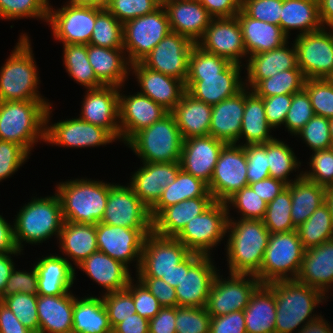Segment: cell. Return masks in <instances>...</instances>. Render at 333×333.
Returning <instances> with one entry per match:
<instances>
[{"mask_svg":"<svg viewBox=\"0 0 333 333\" xmlns=\"http://www.w3.org/2000/svg\"><path fill=\"white\" fill-rule=\"evenodd\" d=\"M38 275L37 295H64L74 284L75 267L67 258L49 255L34 264Z\"/></svg>","mask_w":333,"mask_h":333,"instance_id":"obj_32","label":"cell"},{"mask_svg":"<svg viewBox=\"0 0 333 333\" xmlns=\"http://www.w3.org/2000/svg\"><path fill=\"white\" fill-rule=\"evenodd\" d=\"M291 194L287 187L267 204L263 223L270 234L290 232L296 229L291 220Z\"/></svg>","mask_w":333,"mask_h":333,"instance_id":"obj_51","label":"cell"},{"mask_svg":"<svg viewBox=\"0 0 333 333\" xmlns=\"http://www.w3.org/2000/svg\"><path fill=\"white\" fill-rule=\"evenodd\" d=\"M267 285L273 290L276 300L275 333H294L298 327L301 330L319 316H312V312L328 297L296 279L274 281Z\"/></svg>","mask_w":333,"mask_h":333,"instance_id":"obj_2","label":"cell"},{"mask_svg":"<svg viewBox=\"0 0 333 333\" xmlns=\"http://www.w3.org/2000/svg\"><path fill=\"white\" fill-rule=\"evenodd\" d=\"M225 203L228 213L233 206L242 214L241 219L263 220L267 209V203L250 186L237 191Z\"/></svg>","mask_w":333,"mask_h":333,"instance_id":"obj_56","label":"cell"},{"mask_svg":"<svg viewBox=\"0 0 333 333\" xmlns=\"http://www.w3.org/2000/svg\"><path fill=\"white\" fill-rule=\"evenodd\" d=\"M113 186L114 183L87 178L57 184L55 192L60 199L64 221L93 225L101 222Z\"/></svg>","mask_w":333,"mask_h":333,"instance_id":"obj_4","label":"cell"},{"mask_svg":"<svg viewBox=\"0 0 333 333\" xmlns=\"http://www.w3.org/2000/svg\"><path fill=\"white\" fill-rule=\"evenodd\" d=\"M12 271L10 278L6 282L3 294L0 296V301L7 296L21 294H37L38 275L35 267L29 272L21 270Z\"/></svg>","mask_w":333,"mask_h":333,"instance_id":"obj_67","label":"cell"},{"mask_svg":"<svg viewBox=\"0 0 333 333\" xmlns=\"http://www.w3.org/2000/svg\"><path fill=\"white\" fill-rule=\"evenodd\" d=\"M21 252L18 250L15 239L13 225H10L2 215H0V254Z\"/></svg>","mask_w":333,"mask_h":333,"instance_id":"obj_76","label":"cell"},{"mask_svg":"<svg viewBox=\"0 0 333 333\" xmlns=\"http://www.w3.org/2000/svg\"><path fill=\"white\" fill-rule=\"evenodd\" d=\"M246 88L240 139L244 137L246 140L243 146L249 144H265L275 139L272 135H269V131L271 129L273 130V128L267 122L262 97H259L250 88Z\"/></svg>","mask_w":333,"mask_h":333,"instance_id":"obj_43","label":"cell"},{"mask_svg":"<svg viewBox=\"0 0 333 333\" xmlns=\"http://www.w3.org/2000/svg\"><path fill=\"white\" fill-rule=\"evenodd\" d=\"M196 197L213 196L205 182L180 169L175 181L163 190L159 200L149 209L150 217L153 221L165 208Z\"/></svg>","mask_w":333,"mask_h":333,"instance_id":"obj_41","label":"cell"},{"mask_svg":"<svg viewBox=\"0 0 333 333\" xmlns=\"http://www.w3.org/2000/svg\"><path fill=\"white\" fill-rule=\"evenodd\" d=\"M133 70V71H132ZM130 71L135 74L140 93L171 112L186 92L185 83L175 77L151 70L141 62L131 64Z\"/></svg>","mask_w":333,"mask_h":333,"instance_id":"obj_26","label":"cell"},{"mask_svg":"<svg viewBox=\"0 0 333 333\" xmlns=\"http://www.w3.org/2000/svg\"><path fill=\"white\" fill-rule=\"evenodd\" d=\"M306 78L302 70L297 66L295 69L284 70L277 75L262 80L253 91L262 98L275 95H293L304 89Z\"/></svg>","mask_w":333,"mask_h":333,"instance_id":"obj_50","label":"cell"},{"mask_svg":"<svg viewBox=\"0 0 333 333\" xmlns=\"http://www.w3.org/2000/svg\"><path fill=\"white\" fill-rule=\"evenodd\" d=\"M230 62L194 44L189 55L187 80H202V76L218 75Z\"/></svg>","mask_w":333,"mask_h":333,"instance_id":"obj_52","label":"cell"},{"mask_svg":"<svg viewBox=\"0 0 333 333\" xmlns=\"http://www.w3.org/2000/svg\"><path fill=\"white\" fill-rule=\"evenodd\" d=\"M168 113L163 106L140 92L128 96L119 92L120 140L126 144L137 132L151 126Z\"/></svg>","mask_w":333,"mask_h":333,"instance_id":"obj_22","label":"cell"},{"mask_svg":"<svg viewBox=\"0 0 333 333\" xmlns=\"http://www.w3.org/2000/svg\"><path fill=\"white\" fill-rule=\"evenodd\" d=\"M296 280L327 295L333 286V239L305 250Z\"/></svg>","mask_w":333,"mask_h":333,"instance_id":"obj_29","label":"cell"},{"mask_svg":"<svg viewBox=\"0 0 333 333\" xmlns=\"http://www.w3.org/2000/svg\"><path fill=\"white\" fill-rule=\"evenodd\" d=\"M330 119L314 115L296 134L307 144L312 152L332 148L330 135Z\"/></svg>","mask_w":333,"mask_h":333,"instance_id":"obj_58","label":"cell"},{"mask_svg":"<svg viewBox=\"0 0 333 333\" xmlns=\"http://www.w3.org/2000/svg\"><path fill=\"white\" fill-rule=\"evenodd\" d=\"M227 222L226 203L215 201L207 210L190 220L175 238L191 253L211 255L210 249L226 236Z\"/></svg>","mask_w":333,"mask_h":333,"instance_id":"obj_10","label":"cell"},{"mask_svg":"<svg viewBox=\"0 0 333 333\" xmlns=\"http://www.w3.org/2000/svg\"><path fill=\"white\" fill-rule=\"evenodd\" d=\"M162 4L158 0H109L106 8L122 23L152 13Z\"/></svg>","mask_w":333,"mask_h":333,"instance_id":"obj_60","label":"cell"},{"mask_svg":"<svg viewBox=\"0 0 333 333\" xmlns=\"http://www.w3.org/2000/svg\"><path fill=\"white\" fill-rule=\"evenodd\" d=\"M327 27L297 35L294 45L297 65L306 79H330L333 76V28ZM332 30V31H331Z\"/></svg>","mask_w":333,"mask_h":333,"instance_id":"obj_13","label":"cell"},{"mask_svg":"<svg viewBox=\"0 0 333 333\" xmlns=\"http://www.w3.org/2000/svg\"><path fill=\"white\" fill-rule=\"evenodd\" d=\"M28 155L20 145L0 140V182L18 171Z\"/></svg>","mask_w":333,"mask_h":333,"instance_id":"obj_66","label":"cell"},{"mask_svg":"<svg viewBox=\"0 0 333 333\" xmlns=\"http://www.w3.org/2000/svg\"><path fill=\"white\" fill-rule=\"evenodd\" d=\"M311 170L302 176L318 185L333 186V148L315 151L310 157Z\"/></svg>","mask_w":333,"mask_h":333,"instance_id":"obj_62","label":"cell"},{"mask_svg":"<svg viewBox=\"0 0 333 333\" xmlns=\"http://www.w3.org/2000/svg\"><path fill=\"white\" fill-rule=\"evenodd\" d=\"M129 282L126 290L132 295L135 311L142 318L152 319L163 307L156 297L139 281Z\"/></svg>","mask_w":333,"mask_h":333,"instance_id":"obj_64","label":"cell"},{"mask_svg":"<svg viewBox=\"0 0 333 333\" xmlns=\"http://www.w3.org/2000/svg\"><path fill=\"white\" fill-rule=\"evenodd\" d=\"M47 22L51 25L54 38L62 41L63 45H87L96 22V5L68 1L58 10L49 5Z\"/></svg>","mask_w":333,"mask_h":333,"instance_id":"obj_12","label":"cell"},{"mask_svg":"<svg viewBox=\"0 0 333 333\" xmlns=\"http://www.w3.org/2000/svg\"><path fill=\"white\" fill-rule=\"evenodd\" d=\"M291 194V220L297 228L325 201V187L303 176L287 185Z\"/></svg>","mask_w":333,"mask_h":333,"instance_id":"obj_45","label":"cell"},{"mask_svg":"<svg viewBox=\"0 0 333 333\" xmlns=\"http://www.w3.org/2000/svg\"><path fill=\"white\" fill-rule=\"evenodd\" d=\"M87 56L97 79L104 86H124L130 74L131 63L125 57L123 48L112 49L87 44Z\"/></svg>","mask_w":333,"mask_h":333,"instance_id":"obj_33","label":"cell"},{"mask_svg":"<svg viewBox=\"0 0 333 333\" xmlns=\"http://www.w3.org/2000/svg\"><path fill=\"white\" fill-rule=\"evenodd\" d=\"M90 45L123 48V24L106 8L96 5V22Z\"/></svg>","mask_w":333,"mask_h":333,"instance_id":"obj_49","label":"cell"},{"mask_svg":"<svg viewBox=\"0 0 333 333\" xmlns=\"http://www.w3.org/2000/svg\"><path fill=\"white\" fill-rule=\"evenodd\" d=\"M225 144L210 135L184 139L180 157L181 169L209 185Z\"/></svg>","mask_w":333,"mask_h":333,"instance_id":"obj_25","label":"cell"},{"mask_svg":"<svg viewBox=\"0 0 333 333\" xmlns=\"http://www.w3.org/2000/svg\"><path fill=\"white\" fill-rule=\"evenodd\" d=\"M241 66L230 62L218 75L202 76V80H186V92L196 100L216 105L245 87L240 76Z\"/></svg>","mask_w":333,"mask_h":333,"instance_id":"obj_24","label":"cell"},{"mask_svg":"<svg viewBox=\"0 0 333 333\" xmlns=\"http://www.w3.org/2000/svg\"><path fill=\"white\" fill-rule=\"evenodd\" d=\"M49 0H0V19L39 18L48 20Z\"/></svg>","mask_w":333,"mask_h":333,"instance_id":"obj_53","label":"cell"},{"mask_svg":"<svg viewBox=\"0 0 333 333\" xmlns=\"http://www.w3.org/2000/svg\"><path fill=\"white\" fill-rule=\"evenodd\" d=\"M37 294H13L4 297L1 302L6 305L20 322L33 333L39 332L37 313Z\"/></svg>","mask_w":333,"mask_h":333,"instance_id":"obj_54","label":"cell"},{"mask_svg":"<svg viewBox=\"0 0 333 333\" xmlns=\"http://www.w3.org/2000/svg\"><path fill=\"white\" fill-rule=\"evenodd\" d=\"M287 43L288 41L279 48L248 57L245 67L248 74L247 80H244L245 87L253 90L262 80L298 66L295 45L289 48Z\"/></svg>","mask_w":333,"mask_h":333,"instance_id":"obj_30","label":"cell"},{"mask_svg":"<svg viewBox=\"0 0 333 333\" xmlns=\"http://www.w3.org/2000/svg\"><path fill=\"white\" fill-rule=\"evenodd\" d=\"M171 32L167 12L163 5L152 13L123 24V49L129 62H140Z\"/></svg>","mask_w":333,"mask_h":333,"instance_id":"obj_9","label":"cell"},{"mask_svg":"<svg viewBox=\"0 0 333 333\" xmlns=\"http://www.w3.org/2000/svg\"><path fill=\"white\" fill-rule=\"evenodd\" d=\"M191 252L175 237H163L153 231L144 240L137 277H166Z\"/></svg>","mask_w":333,"mask_h":333,"instance_id":"obj_16","label":"cell"},{"mask_svg":"<svg viewBox=\"0 0 333 333\" xmlns=\"http://www.w3.org/2000/svg\"><path fill=\"white\" fill-rule=\"evenodd\" d=\"M249 186L259 195L267 204L271 202L277 195L287 188V184L281 180L272 177L261 181L250 183Z\"/></svg>","mask_w":333,"mask_h":333,"instance_id":"obj_73","label":"cell"},{"mask_svg":"<svg viewBox=\"0 0 333 333\" xmlns=\"http://www.w3.org/2000/svg\"><path fill=\"white\" fill-rule=\"evenodd\" d=\"M171 32L178 33L197 43L213 17L199 0H169L163 4Z\"/></svg>","mask_w":333,"mask_h":333,"instance_id":"obj_28","label":"cell"},{"mask_svg":"<svg viewBox=\"0 0 333 333\" xmlns=\"http://www.w3.org/2000/svg\"><path fill=\"white\" fill-rule=\"evenodd\" d=\"M280 27L287 37L293 29L300 30L298 35L322 29L318 0H283Z\"/></svg>","mask_w":333,"mask_h":333,"instance_id":"obj_42","label":"cell"},{"mask_svg":"<svg viewBox=\"0 0 333 333\" xmlns=\"http://www.w3.org/2000/svg\"><path fill=\"white\" fill-rule=\"evenodd\" d=\"M229 275L230 277L225 279L217 273L214 278L206 305L211 317L244 311L252 294L262 284L254 275Z\"/></svg>","mask_w":333,"mask_h":333,"instance_id":"obj_14","label":"cell"},{"mask_svg":"<svg viewBox=\"0 0 333 333\" xmlns=\"http://www.w3.org/2000/svg\"><path fill=\"white\" fill-rule=\"evenodd\" d=\"M63 253L78 267L92 253L98 251L96 225L65 221L59 235Z\"/></svg>","mask_w":333,"mask_h":333,"instance_id":"obj_40","label":"cell"},{"mask_svg":"<svg viewBox=\"0 0 333 333\" xmlns=\"http://www.w3.org/2000/svg\"><path fill=\"white\" fill-rule=\"evenodd\" d=\"M267 156L270 177L281 180L287 185L302 177L303 171L296 176V179H288L290 172L292 173L294 170L296 172V169L301 167V162L297 160L292 148L283 141L275 138L274 140L267 142Z\"/></svg>","mask_w":333,"mask_h":333,"instance_id":"obj_48","label":"cell"},{"mask_svg":"<svg viewBox=\"0 0 333 333\" xmlns=\"http://www.w3.org/2000/svg\"><path fill=\"white\" fill-rule=\"evenodd\" d=\"M180 169V162L143 163V167L131 176L129 186L150 209L163 190L175 181Z\"/></svg>","mask_w":333,"mask_h":333,"instance_id":"obj_27","label":"cell"},{"mask_svg":"<svg viewBox=\"0 0 333 333\" xmlns=\"http://www.w3.org/2000/svg\"><path fill=\"white\" fill-rule=\"evenodd\" d=\"M54 195L32 198L17 213L13 230L19 251L23 250V241L37 244L46 241L53 235L59 238L65 221L60 199L56 193Z\"/></svg>","mask_w":333,"mask_h":333,"instance_id":"obj_6","label":"cell"},{"mask_svg":"<svg viewBox=\"0 0 333 333\" xmlns=\"http://www.w3.org/2000/svg\"><path fill=\"white\" fill-rule=\"evenodd\" d=\"M318 9L323 27L333 28V0H318Z\"/></svg>","mask_w":333,"mask_h":333,"instance_id":"obj_79","label":"cell"},{"mask_svg":"<svg viewBox=\"0 0 333 333\" xmlns=\"http://www.w3.org/2000/svg\"><path fill=\"white\" fill-rule=\"evenodd\" d=\"M63 59L68 75L87 89L104 86L96 77L87 56L86 44L63 45Z\"/></svg>","mask_w":333,"mask_h":333,"instance_id":"obj_46","label":"cell"},{"mask_svg":"<svg viewBox=\"0 0 333 333\" xmlns=\"http://www.w3.org/2000/svg\"><path fill=\"white\" fill-rule=\"evenodd\" d=\"M101 223L134 229H153L149 208L129 185L115 184L109 190Z\"/></svg>","mask_w":333,"mask_h":333,"instance_id":"obj_19","label":"cell"},{"mask_svg":"<svg viewBox=\"0 0 333 333\" xmlns=\"http://www.w3.org/2000/svg\"><path fill=\"white\" fill-rule=\"evenodd\" d=\"M137 279L156 297L162 307H178L175 288L167 282L155 277Z\"/></svg>","mask_w":333,"mask_h":333,"instance_id":"obj_69","label":"cell"},{"mask_svg":"<svg viewBox=\"0 0 333 333\" xmlns=\"http://www.w3.org/2000/svg\"><path fill=\"white\" fill-rule=\"evenodd\" d=\"M209 333H247L243 311L211 317Z\"/></svg>","mask_w":333,"mask_h":333,"instance_id":"obj_70","label":"cell"},{"mask_svg":"<svg viewBox=\"0 0 333 333\" xmlns=\"http://www.w3.org/2000/svg\"><path fill=\"white\" fill-rule=\"evenodd\" d=\"M210 255L191 253L183 261V277L175 288L178 306L206 307L217 268Z\"/></svg>","mask_w":333,"mask_h":333,"instance_id":"obj_15","label":"cell"},{"mask_svg":"<svg viewBox=\"0 0 333 333\" xmlns=\"http://www.w3.org/2000/svg\"><path fill=\"white\" fill-rule=\"evenodd\" d=\"M214 202L213 197H196L169 206L153 220V232L163 237H176L190 220Z\"/></svg>","mask_w":333,"mask_h":333,"instance_id":"obj_37","label":"cell"},{"mask_svg":"<svg viewBox=\"0 0 333 333\" xmlns=\"http://www.w3.org/2000/svg\"><path fill=\"white\" fill-rule=\"evenodd\" d=\"M74 301L75 297L70 292L55 296L38 295V333H72Z\"/></svg>","mask_w":333,"mask_h":333,"instance_id":"obj_35","label":"cell"},{"mask_svg":"<svg viewBox=\"0 0 333 333\" xmlns=\"http://www.w3.org/2000/svg\"><path fill=\"white\" fill-rule=\"evenodd\" d=\"M112 333H149V320L135 313L118 323Z\"/></svg>","mask_w":333,"mask_h":333,"instance_id":"obj_75","label":"cell"},{"mask_svg":"<svg viewBox=\"0 0 333 333\" xmlns=\"http://www.w3.org/2000/svg\"><path fill=\"white\" fill-rule=\"evenodd\" d=\"M14 48L0 70V102L46 101L37 90L40 80L28 35H21Z\"/></svg>","mask_w":333,"mask_h":333,"instance_id":"obj_5","label":"cell"},{"mask_svg":"<svg viewBox=\"0 0 333 333\" xmlns=\"http://www.w3.org/2000/svg\"><path fill=\"white\" fill-rule=\"evenodd\" d=\"M283 0H245L241 9L251 18L280 26Z\"/></svg>","mask_w":333,"mask_h":333,"instance_id":"obj_65","label":"cell"},{"mask_svg":"<svg viewBox=\"0 0 333 333\" xmlns=\"http://www.w3.org/2000/svg\"><path fill=\"white\" fill-rule=\"evenodd\" d=\"M305 250L296 229L270 234L261 270L256 277L262 284L296 279Z\"/></svg>","mask_w":333,"mask_h":333,"instance_id":"obj_8","label":"cell"},{"mask_svg":"<svg viewBox=\"0 0 333 333\" xmlns=\"http://www.w3.org/2000/svg\"><path fill=\"white\" fill-rule=\"evenodd\" d=\"M183 140L175 117L169 112L137 132L126 146L129 145L143 163L180 162Z\"/></svg>","mask_w":333,"mask_h":333,"instance_id":"obj_7","label":"cell"},{"mask_svg":"<svg viewBox=\"0 0 333 333\" xmlns=\"http://www.w3.org/2000/svg\"><path fill=\"white\" fill-rule=\"evenodd\" d=\"M183 277V261L175 266V269L172 270L166 277H162L161 279L167 282L170 286L176 288L180 283Z\"/></svg>","mask_w":333,"mask_h":333,"instance_id":"obj_80","label":"cell"},{"mask_svg":"<svg viewBox=\"0 0 333 333\" xmlns=\"http://www.w3.org/2000/svg\"><path fill=\"white\" fill-rule=\"evenodd\" d=\"M249 186L247 179V155L244 146L225 144L219 154L208 185L215 201L226 202L242 188Z\"/></svg>","mask_w":333,"mask_h":333,"instance_id":"obj_11","label":"cell"},{"mask_svg":"<svg viewBox=\"0 0 333 333\" xmlns=\"http://www.w3.org/2000/svg\"><path fill=\"white\" fill-rule=\"evenodd\" d=\"M171 113L183 139L209 135L211 105L196 100L185 92Z\"/></svg>","mask_w":333,"mask_h":333,"instance_id":"obj_38","label":"cell"},{"mask_svg":"<svg viewBox=\"0 0 333 333\" xmlns=\"http://www.w3.org/2000/svg\"><path fill=\"white\" fill-rule=\"evenodd\" d=\"M296 230L306 250L333 239V221L328 205L321 204Z\"/></svg>","mask_w":333,"mask_h":333,"instance_id":"obj_47","label":"cell"},{"mask_svg":"<svg viewBox=\"0 0 333 333\" xmlns=\"http://www.w3.org/2000/svg\"><path fill=\"white\" fill-rule=\"evenodd\" d=\"M0 333H33L0 301Z\"/></svg>","mask_w":333,"mask_h":333,"instance_id":"obj_74","label":"cell"},{"mask_svg":"<svg viewBox=\"0 0 333 333\" xmlns=\"http://www.w3.org/2000/svg\"><path fill=\"white\" fill-rule=\"evenodd\" d=\"M304 90L309 95L315 115L333 118V81L331 79H306Z\"/></svg>","mask_w":333,"mask_h":333,"instance_id":"obj_55","label":"cell"},{"mask_svg":"<svg viewBox=\"0 0 333 333\" xmlns=\"http://www.w3.org/2000/svg\"><path fill=\"white\" fill-rule=\"evenodd\" d=\"M297 333H333V328L330 327L329 323L321 316L310 321Z\"/></svg>","mask_w":333,"mask_h":333,"instance_id":"obj_78","label":"cell"},{"mask_svg":"<svg viewBox=\"0 0 333 333\" xmlns=\"http://www.w3.org/2000/svg\"><path fill=\"white\" fill-rule=\"evenodd\" d=\"M152 231L153 229L126 228L99 222L96 224L98 251L127 267L131 261L136 260L138 271L144 240Z\"/></svg>","mask_w":333,"mask_h":333,"instance_id":"obj_17","label":"cell"},{"mask_svg":"<svg viewBox=\"0 0 333 333\" xmlns=\"http://www.w3.org/2000/svg\"><path fill=\"white\" fill-rule=\"evenodd\" d=\"M203 50L241 64L247 56L237 17L213 18L202 38L196 43Z\"/></svg>","mask_w":333,"mask_h":333,"instance_id":"obj_21","label":"cell"},{"mask_svg":"<svg viewBox=\"0 0 333 333\" xmlns=\"http://www.w3.org/2000/svg\"><path fill=\"white\" fill-rule=\"evenodd\" d=\"M116 86L87 89L82 102L80 119L107 129L120 139L119 92Z\"/></svg>","mask_w":333,"mask_h":333,"instance_id":"obj_23","label":"cell"},{"mask_svg":"<svg viewBox=\"0 0 333 333\" xmlns=\"http://www.w3.org/2000/svg\"><path fill=\"white\" fill-rule=\"evenodd\" d=\"M51 107L46 113V141L53 145L87 148L106 145L117 140L107 129L80 118L61 120L48 126Z\"/></svg>","mask_w":333,"mask_h":333,"instance_id":"obj_18","label":"cell"},{"mask_svg":"<svg viewBox=\"0 0 333 333\" xmlns=\"http://www.w3.org/2000/svg\"><path fill=\"white\" fill-rule=\"evenodd\" d=\"M210 320L206 307H176V333H209Z\"/></svg>","mask_w":333,"mask_h":333,"instance_id":"obj_57","label":"cell"},{"mask_svg":"<svg viewBox=\"0 0 333 333\" xmlns=\"http://www.w3.org/2000/svg\"><path fill=\"white\" fill-rule=\"evenodd\" d=\"M246 87L236 95L212 106L209 135L229 143L240 139L241 123L245 108Z\"/></svg>","mask_w":333,"mask_h":333,"instance_id":"obj_31","label":"cell"},{"mask_svg":"<svg viewBox=\"0 0 333 333\" xmlns=\"http://www.w3.org/2000/svg\"><path fill=\"white\" fill-rule=\"evenodd\" d=\"M176 307H163L149 320V333H176Z\"/></svg>","mask_w":333,"mask_h":333,"instance_id":"obj_71","label":"cell"},{"mask_svg":"<svg viewBox=\"0 0 333 333\" xmlns=\"http://www.w3.org/2000/svg\"><path fill=\"white\" fill-rule=\"evenodd\" d=\"M314 115L309 95L303 89L292 95V103L286 114L284 126L296 136Z\"/></svg>","mask_w":333,"mask_h":333,"instance_id":"obj_61","label":"cell"},{"mask_svg":"<svg viewBox=\"0 0 333 333\" xmlns=\"http://www.w3.org/2000/svg\"><path fill=\"white\" fill-rule=\"evenodd\" d=\"M195 43L178 33L170 32L140 62L147 68L178 78L188 77L189 55Z\"/></svg>","mask_w":333,"mask_h":333,"instance_id":"obj_20","label":"cell"},{"mask_svg":"<svg viewBox=\"0 0 333 333\" xmlns=\"http://www.w3.org/2000/svg\"><path fill=\"white\" fill-rule=\"evenodd\" d=\"M78 266L105 288V293L124 290L132 280L127 266L100 251L92 253Z\"/></svg>","mask_w":333,"mask_h":333,"instance_id":"obj_36","label":"cell"},{"mask_svg":"<svg viewBox=\"0 0 333 333\" xmlns=\"http://www.w3.org/2000/svg\"><path fill=\"white\" fill-rule=\"evenodd\" d=\"M247 155L248 184L269 178L267 143L244 146Z\"/></svg>","mask_w":333,"mask_h":333,"instance_id":"obj_63","label":"cell"},{"mask_svg":"<svg viewBox=\"0 0 333 333\" xmlns=\"http://www.w3.org/2000/svg\"><path fill=\"white\" fill-rule=\"evenodd\" d=\"M13 254L18 256L21 254V252L0 254V296L3 294L6 282L10 278V275L15 268L14 262L11 259V255Z\"/></svg>","mask_w":333,"mask_h":333,"instance_id":"obj_77","label":"cell"},{"mask_svg":"<svg viewBox=\"0 0 333 333\" xmlns=\"http://www.w3.org/2000/svg\"><path fill=\"white\" fill-rule=\"evenodd\" d=\"M268 124L275 128L284 125L286 114L292 103V95H275L262 98Z\"/></svg>","mask_w":333,"mask_h":333,"instance_id":"obj_68","label":"cell"},{"mask_svg":"<svg viewBox=\"0 0 333 333\" xmlns=\"http://www.w3.org/2000/svg\"><path fill=\"white\" fill-rule=\"evenodd\" d=\"M229 214L226 228L229 274L256 276L261 270L270 232L263 220L240 218L235 221Z\"/></svg>","mask_w":333,"mask_h":333,"instance_id":"obj_1","label":"cell"},{"mask_svg":"<svg viewBox=\"0 0 333 333\" xmlns=\"http://www.w3.org/2000/svg\"><path fill=\"white\" fill-rule=\"evenodd\" d=\"M213 18L236 17L241 7L234 0H199Z\"/></svg>","mask_w":333,"mask_h":333,"instance_id":"obj_72","label":"cell"},{"mask_svg":"<svg viewBox=\"0 0 333 333\" xmlns=\"http://www.w3.org/2000/svg\"><path fill=\"white\" fill-rule=\"evenodd\" d=\"M72 318V333H112L102 297H75Z\"/></svg>","mask_w":333,"mask_h":333,"instance_id":"obj_44","label":"cell"},{"mask_svg":"<svg viewBox=\"0 0 333 333\" xmlns=\"http://www.w3.org/2000/svg\"><path fill=\"white\" fill-rule=\"evenodd\" d=\"M102 302L112 329L118 323L136 313L132 295L126 289L104 293Z\"/></svg>","mask_w":333,"mask_h":333,"instance_id":"obj_59","label":"cell"},{"mask_svg":"<svg viewBox=\"0 0 333 333\" xmlns=\"http://www.w3.org/2000/svg\"><path fill=\"white\" fill-rule=\"evenodd\" d=\"M48 101L0 102V140L20 145L28 154L38 140L46 141Z\"/></svg>","mask_w":333,"mask_h":333,"instance_id":"obj_3","label":"cell"},{"mask_svg":"<svg viewBox=\"0 0 333 333\" xmlns=\"http://www.w3.org/2000/svg\"><path fill=\"white\" fill-rule=\"evenodd\" d=\"M247 333H275L276 300L273 290L261 284L243 311Z\"/></svg>","mask_w":333,"mask_h":333,"instance_id":"obj_39","label":"cell"},{"mask_svg":"<svg viewBox=\"0 0 333 333\" xmlns=\"http://www.w3.org/2000/svg\"><path fill=\"white\" fill-rule=\"evenodd\" d=\"M249 56L281 47L289 39L280 26L249 17L242 9L236 15Z\"/></svg>","mask_w":333,"mask_h":333,"instance_id":"obj_34","label":"cell"}]
</instances>
